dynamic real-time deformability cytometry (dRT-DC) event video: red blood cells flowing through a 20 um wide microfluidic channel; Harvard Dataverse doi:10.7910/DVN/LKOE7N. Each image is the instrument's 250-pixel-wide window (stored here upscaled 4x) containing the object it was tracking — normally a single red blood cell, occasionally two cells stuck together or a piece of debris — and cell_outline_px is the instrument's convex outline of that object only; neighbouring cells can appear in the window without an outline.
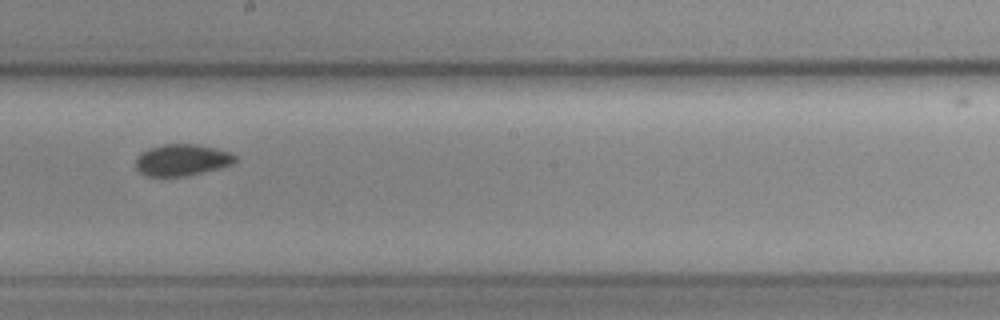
{"species": "common noctule bat (a hibernating species)", "species_latin": "Nyctalus noctula", "temperature_condition": "cold", "stored_images_in_passage": 12, "camera_frame_rate_fps": 3000, "um_per_image_px": 0.085, "animal": {"sex": "female", "body_mass_g": 19.3, "forearm_length_mm": 54.1}, "frame": {"image": 1, "passage_image": 7, "time_ms": 7.667, "image_size_px": [1000, 320], "cell_outline_px": [[236, 160], [232, 164], [220, 168], [184, 176], [148, 176], [140, 172], [136, 168], [136, 156], [140, 152], [148, 148], [164, 144], [196, 144], [216, 148], [232, 152], [236, 156]], "centroid_in_image_um": [15.46, 13.58], "position_along_channel_um": 232.7, "area_um2": 18.38}}
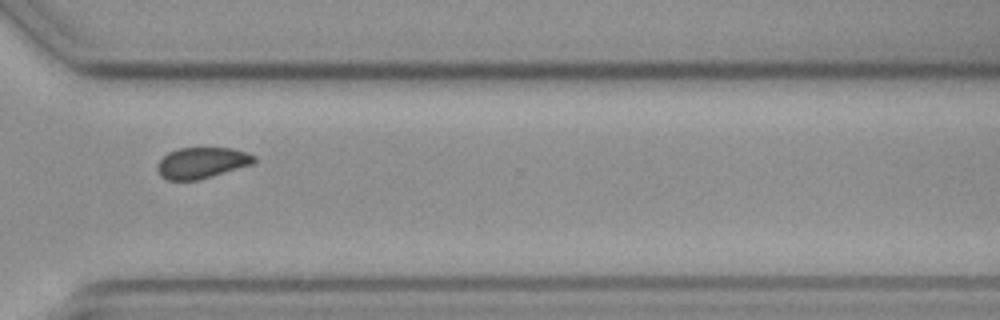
{"frame": {"image": 2, "passage_image": 10, "time_ms": 11.0, "image_size_px": [1000, 320], "cell_outline_px": [[256, 160], [252, 164], [212, 176], [196, 180], [168, 180], [160, 176], [156, 168], [156, 164], [168, 152], [180, 148], [232, 148], [248, 152], [256, 156]], "centroid_in_image_um": [17.15, 13.83], "position_along_channel_um": 353.5, "area_um2": 17.51}}